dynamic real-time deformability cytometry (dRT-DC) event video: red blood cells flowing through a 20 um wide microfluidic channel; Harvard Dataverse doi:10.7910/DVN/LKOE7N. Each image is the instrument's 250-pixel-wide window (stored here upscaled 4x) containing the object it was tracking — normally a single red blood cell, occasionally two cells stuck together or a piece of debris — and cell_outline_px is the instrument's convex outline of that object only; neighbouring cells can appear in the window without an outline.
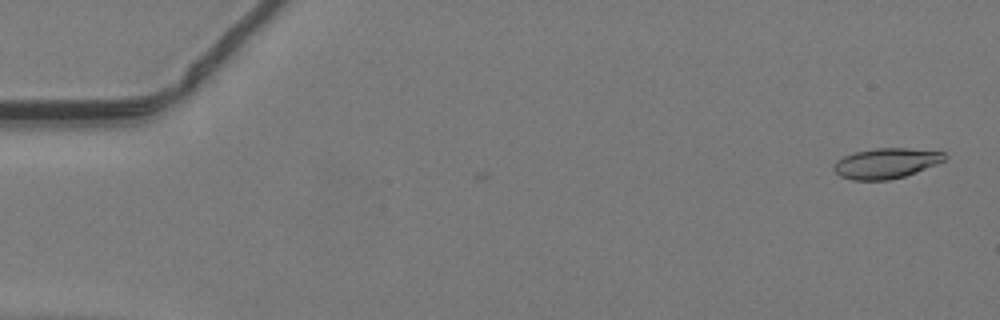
{"species": "common noctule bat (a hibernating species)", "species_latin": "Nyctalus noctula", "temperature_condition": "warm", "stored_images_in_passage": 6, "camera_frame_rate_fps": 3000, "um_per_image_px": 0.085, "animal": {"sex": "male", "body_mass_g": 19.2, "forearm_length_mm": 51.8}, "frame": {"image": 1, "passage_image": 2, "time_ms": 0.333, "image_size_px": [1000, 320], "cell_outline_px": [[948, 156], [944, 160], [936, 164], [916, 172], [904, 176], [888, 180], [852, 180], [840, 176], [832, 168], [836, 160], [844, 156], [856, 152], [876, 148], [908, 148], [944, 152]], "centroid_in_image_um": [75.3, 13.88], "position_along_channel_um": 9.7, "area_um2": 19.48}}